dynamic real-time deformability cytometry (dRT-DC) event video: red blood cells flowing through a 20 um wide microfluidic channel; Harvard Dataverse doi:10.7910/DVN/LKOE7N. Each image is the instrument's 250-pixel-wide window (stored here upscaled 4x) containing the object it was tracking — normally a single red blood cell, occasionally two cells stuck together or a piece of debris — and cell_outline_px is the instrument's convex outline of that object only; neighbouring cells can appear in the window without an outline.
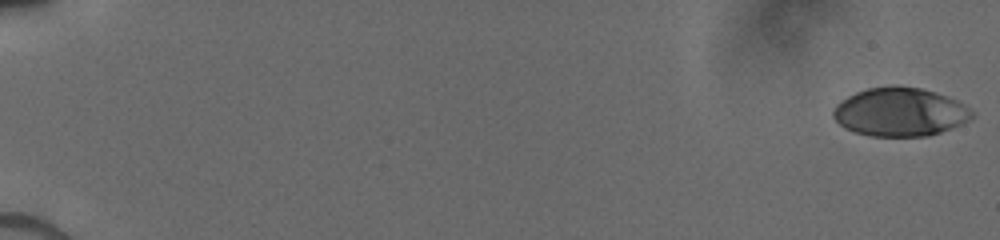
{"species": "human", "species_latin": "Homo sapiens", "temperature_condition": "cold", "stored_images_in_passage": 37, "camera_frame_rate_fps": 3000, "um_per_image_px": 0.085, "donor": {"sex": "male"}, "frame": {"image": 1, "passage_image": 1, "time_ms": 0.0, "image_size_px": [1000, 240], "cell_outline_px": [[972, 116], [968, 120], [960, 124], [940, 132], [928, 136], [872, 136], [856, 132], [844, 128], [832, 116], [832, 112], [836, 104], [848, 96], [856, 92], [868, 88], [892, 84], [896, 84], [920, 88], [956, 100], [964, 104], [972, 112]], "centroid_in_image_um": [76.45, 9.51], "position_along_channel_um": 8.6, "area_um2": 39.07}}
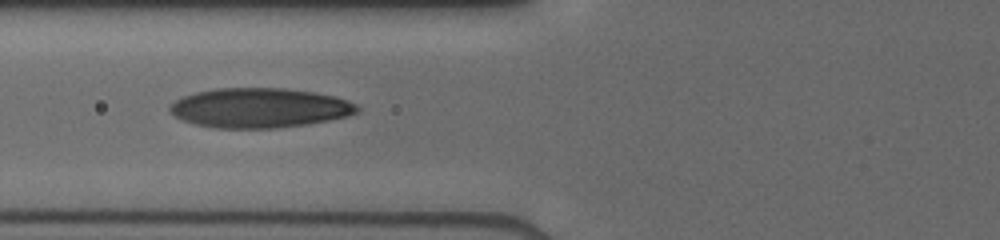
{"frame": {"image": 2, "passage_image": 28, "time_ms": 7.333, "image_size_px": [1000, 240], "cell_outline_px": [[360, 112], [348, 116], [328, 120], [304, 124], [276, 128], [216, 128], [196, 124], [184, 120], [168, 112], [168, 108], [176, 100], [184, 96], [196, 92], [216, 88], [284, 88], [312, 92], [336, 96], [348, 100], [356, 104], [360, 108]], "centroid_in_image_um": [22.08, 9.16], "position_along_channel_um": 103.7, "area_um2": 43.23}}
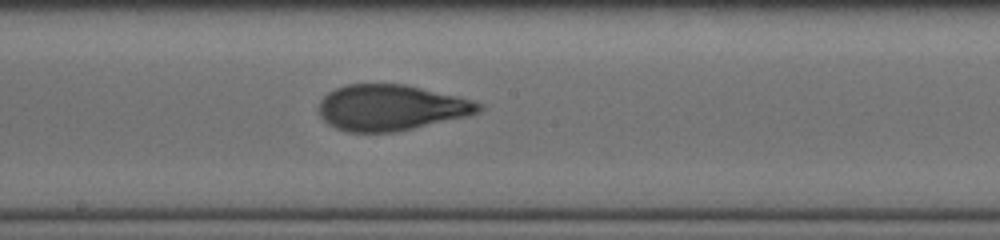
{"frame": {"image": 3, "passage_image": 36, "time_ms": 10.0, "image_size_px": [1000, 240], "cell_outline_px": [[484, 108], [480, 112], [468, 116], [396, 132], [348, 132], [336, 128], [328, 124], [320, 116], [320, 100], [328, 92], [336, 88], [348, 84], [404, 84], [472, 100], [484, 104]], "centroid_in_image_um": [33.24, 9.15], "position_along_channel_um": 215.0, "area_um2": 42.6}}